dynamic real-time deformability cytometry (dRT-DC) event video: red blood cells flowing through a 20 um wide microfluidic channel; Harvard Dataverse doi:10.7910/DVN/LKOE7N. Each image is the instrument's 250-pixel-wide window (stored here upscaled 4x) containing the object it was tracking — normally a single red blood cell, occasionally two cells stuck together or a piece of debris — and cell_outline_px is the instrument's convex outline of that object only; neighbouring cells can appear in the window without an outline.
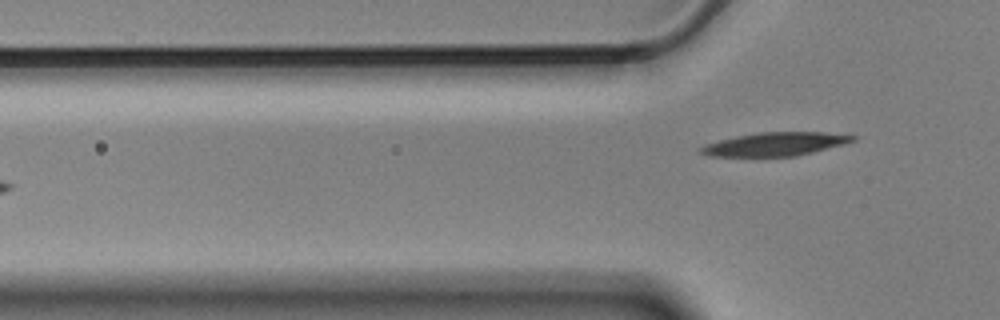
{"species": "Egyptian fruit bat (a non-hibernating species)", "species_latin": "Rousettus aegyptiacus", "temperature_condition": "cold", "stored_images_in_passage": 2, "camera_frame_rate_fps": 3000, "um_per_image_px": 0.085, "animal": {"sex": "male"}, "frame": {"image": 1, "passage_image": 2, "time_ms": 0.333, "image_size_px": [1000, 320], "cell_outline_px": [[856, 140], [844, 144], [796, 156], [712, 156], [700, 152], [696, 148], [704, 144], [736, 136], [756, 132], [824, 132], [856, 136]], "centroid_in_image_um": [65.86, 12.24], "position_along_channel_um": 59.9, "area_um2": 20.69}}